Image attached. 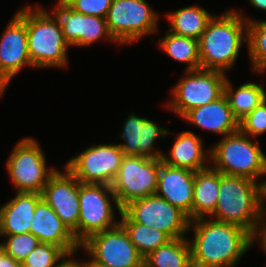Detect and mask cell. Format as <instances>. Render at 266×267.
<instances>
[{"instance_id": "6da1fadb", "label": "cell", "mask_w": 266, "mask_h": 267, "mask_svg": "<svg viewBox=\"0 0 266 267\" xmlns=\"http://www.w3.org/2000/svg\"><path fill=\"white\" fill-rule=\"evenodd\" d=\"M190 230L193 267H235L254 245V236L245 228L211 218L190 221Z\"/></svg>"}, {"instance_id": "7a4b0ae2", "label": "cell", "mask_w": 266, "mask_h": 267, "mask_svg": "<svg viewBox=\"0 0 266 267\" xmlns=\"http://www.w3.org/2000/svg\"><path fill=\"white\" fill-rule=\"evenodd\" d=\"M243 43L247 44V22L236 10L214 14L199 39L201 69L231 71Z\"/></svg>"}, {"instance_id": "3957f363", "label": "cell", "mask_w": 266, "mask_h": 267, "mask_svg": "<svg viewBox=\"0 0 266 267\" xmlns=\"http://www.w3.org/2000/svg\"><path fill=\"white\" fill-rule=\"evenodd\" d=\"M209 218L239 225L255 236L263 219L259 183L220 172L217 205Z\"/></svg>"}, {"instance_id": "277c9868", "label": "cell", "mask_w": 266, "mask_h": 267, "mask_svg": "<svg viewBox=\"0 0 266 267\" xmlns=\"http://www.w3.org/2000/svg\"><path fill=\"white\" fill-rule=\"evenodd\" d=\"M28 52L34 68H64L69 64L68 50L57 16L39 4L26 6Z\"/></svg>"}, {"instance_id": "5b68a950", "label": "cell", "mask_w": 266, "mask_h": 267, "mask_svg": "<svg viewBox=\"0 0 266 267\" xmlns=\"http://www.w3.org/2000/svg\"><path fill=\"white\" fill-rule=\"evenodd\" d=\"M208 149L210 166L222 174L245 177L258 183L266 176V155L259 140H252L240 130L221 137Z\"/></svg>"}, {"instance_id": "8992f818", "label": "cell", "mask_w": 266, "mask_h": 267, "mask_svg": "<svg viewBox=\"0 0 266 267\" xmlns=\"http://www.w3.org/2000/svg\"><path fill=\"white\" fill-rule=\"evenodd\" d=\"M39 142L25 137L16 142L6 160V171L16 192L42 194L49 177L58 169L48 168Z\"/></svg>"}, {"instance_id": "52a82bcc", "label": "cell", "mask_w": 266, "mask_h": 267, "mask_svg": "<svg viewBox=\"0 0 266 267\" xmlns=\"http://www.w3.org/2000/svg\"><path fill=\"white\" fill-rule=\"evenodd\" d=\"M117 203L111 185L79 182L78 243L81 245L91 235L116 226L115 208Z\"/></svg>"}, {"instance_id": "ba28073f", "label": "cell", "mask_w": 266, "mask_h": 267, "mask_svg": "<svg viewBox=\"0 0 266 267\" xmlns=\"http://www.w3.org/2000/svg\"><path fill=\"white\" fill-rule=\"evenodd\" d=\"M227 73L218 70L197 69L184 71L173 86L166 108L182 117L187 111L216 101L224 94Z\"/></svg>"}, {"instance_id": "9c48e42d", "label": "cell", "mask_w": 266, "mask_h": 267, "mask_svg": "<svg viewBox=\"0 0 266 267\" xmlns=\"http://www.w3.org/2000/svg\"><path fill=\"white\" fill-rule=\"evenodd\" d=\"M106 21L119 44H133L159 31V14L145 0H113Z\"/></svg>"}, {"instance_id": "30bf717a", "label": "cell", "mask_w": 266, "mask_h": 267, "mask_svg": "<svg viewBox=\"0 0 266 267\" xmlns=\"http://www.w3.org/2000/svg\"><path fill=\"white\" fill-rule=\"evenodd\" d=\"M80 249H85L93 267H144V257L120 222L91 235L80 245Z\"/></svg>"}, {"instance_id": "8fae6325", "label": "cell", "mask_w": 266, "mask_h": 267, "mask_svg": "<svg viewBox=\"0 0 266 267\" xmlns=\"http://www.w3.org/2000/svg\"><path fill=\"white\" fill-rule=\"evenodd\" d=\"M160 159L145 156H124L118 173L111 184L122 209L129 202L155 194Z\"/></svg>"}, {"instance_id": "7c38bea8", "label": "cell", "mask_w": 266, "mask_h": 267, "mask_svg": "<svg viewBox=\"0 0 266 267\" xmlns=\"http://www.w3.org/2000/svg\"><path fill=\"white\" fill-rule=\"evenodd\" d=\"M122 211L132 221L158 229L170 239L187 237L189 233L188 215L156 194L135 199Z\"/></svg>"}, {"instance_id": "4fadbf2b", "label": "cell", "mask_w": 266, "mask_h": 267, "mask_svg": "<svg viewBox=\"0 0 266 267\" xmlns=\"http://www.w3.org/2000/svg\"><path fill=\"white\" fill-rule=\"evenodd\" d=\"M123 157L118 144H94L71 157L65 167L80 183L111 185Z\"/></svg>"}, {"instance_id": "5bb4252c", "label": "cell", "mask_w": 266, "mask_h": 267, "mask_svg": "<svg viewBox=\"0 0 266 267\" xmlns=\"http://www.w3.org/2000/svg\"><path fill=\"white\" fill-rule=\"evenodd\" d=\"M26 6L16 11L0 38V77L9 85L22 68H34L28 52Z\"/></svg>"}, {"instance_id": "9a60e30c", "label": "cell", "mask_w": 266, "mask_h": 267, "mask_svg": "<svg viewBox=\"0 0 266 267\" xmlns=\"http://www.w3.org/2000/svg\"><path fill=\"white\" fill-rule=\"evenodd\" d=\"M63 167V172L57 169L49 177L42 192V198L78 242L79 181L65 165Z\"/></svg>"}, {"instance_id": "2e32d148", "label": "cell", "mask_w": 266, "mask_h": 267, "mask_svg": "<svg viewBox=\"0 0 266 267\" xmlns=\"http://www.w3.org/2000/svg\"><path fill=\"white\" fill-rule=\"evenodd\" d=\"M60 21L64 38L70 47H88L107 40L120 45L110 34L103 17L73 11L62 0H57L53 11Z\"/></svg>"}, {"instance_id": "e0dca14e", "label": "cell", "mask_w": 266, "mask_h": 267, "mask_svg": "<svg viewBox=\"0 0 266 267\" xmlns=\"http://www.w3.org/2000/svg\"><path fill=\"white\" fill-rule=\"evenodd\" d=\"M120 138L124 143L118 146L124 156H145L160 159L164 152L154 148V143L161 137H168L169 128L158 125L149 118L131 113L125 119ZM169 130V131H168Z\"/></svg>"}, {"instance_id": "ac0fdd59", "label": "cell", "mask_w": 266, "mask_h": 267, "mask_svg": "<svg viewBox=\"0 0 266 267\" xmlns=\"http://www.w3.org/2000/svg\"><path fill=\"white\" fill-rule=\"evenodd\" d=\"M195 172L168 165L160 158L155 194L186 213L192 221V202Z\"/></svg>"}, {"instance_id": "d6986e66", "label": "cell", "mask_w": 266, "mask_h": 267, "mask_svg": "<svg viewBox=\"0 0 266 267\" xmlns=\"http://www.w3.org/2000/svg\"><path fill=\"white\" fill-rule=\"evenodd\" d=\"M30 233L37 237L40 243L59 246L66 253L81 250L73 233L43 198L36 204Z\"/></svg>"}, {"instance_id": "ffe728a7", "label": "cell", "mask_w": 266, "mask_h": 267, "mask_svg": "<svg viewBox=\"0 0 266 267\" xmlns=\"http://www.w3.org/2000/svg\"><path fill=\"white\" fill-rule=\"evenodd\" d=\"M189 124L222 137L239 130V121L233 116L226 96L187 111L182 117Z\"/></svg>"}, {"instance_id": "44dd1931", "label": "cell", "mask_w": 266, "mask_h": 267, "mask_svg": "<svg viewBox=\"0 0 266 267\" xmlns=\"http://www.w3.org/2000/svg\"><path fill=\"white\" fill-rule=\"evenodd\" d=\"M203 143L202 137L192 131L177 133L169 154H163L161 159L168 165L194 172L206 169L210 166V150Z\"/></svg>"}, {"instance_id": "7402d4cb", "label": "cell", "mask_w": 266, "mask_h": 267, "mask_svg": "<svg viewBox=\"0 0 266 267\" xmlns=\"http://www.w3.org/2000/svg\"><path fill=\"white\" fill-rule=\"evenodd\" d=\"M42 194L16 192L14 198L0 207V235L30 232L36 204Z\"/></svg>"}, {"instance_id": "603a6c76", "label": "cell", "mask_w": 266, "mask_h": 267, "mask_svg": "<svg viewBox=\"0 0 266 267\" xmlns=\"http://www.w3.org/2000/svg\"><path fill=\"white\" fill-rule=\"evenodd\" d=\"M220 186V172L209 166L195 172L192 221L210 217L217 205Z\"/></svg>"}, {"instance_id": "cb8c5ba5", "label": "cell", "mask_w": 266, "mask_h": 267, "mask_svg": "<svg viewBox=\"0 0 266 267\" xmlns=\"http://www.w3.org/2000/svg\"><path fill=\"white\" fill-rule=\"evenodd\" d=\"M213 15L197 4L165 14L170 25L168 31L178 36L191 37L197 40L200 39Z\"/></svg>"}, {"instance_id": "d4e9b609", "label": "cell", "mask_w": 266, "mask_h": 267, "mask_svg": "<svg viewBox=\"0 0 266 267\" xmlns=\"http://www.w3.org/2000/svg\"><path fill=\"white\" fill-rule=\"evenodd\" d=\"M228 78H226L224 85V95L228 100L233 116L240 121L266 98V85L247 82L234 89L233 83Z\"/></svg>"}, {"instance_id": "484cf974", "label": "cell", "mask_w": 266, "mask_h": 267, "mask_svg": "<svg viewBox=\"0 0 266 267\" xmlns=\"http://www.w3.org/2000/svg\"><path fill=\"white\" fill-rule=\"evenodd\" d=\"M144 267H193L187 237L169 240L144 258Z\"/></svg>"}, {"instance_id": "4316f807", "label": "cell", "mask_w": 266, "mask_h": 267, "mask_svg": "<svg viewBox=\"0 0 266 267\" xmlns=\"http://www.w3.org/2000/svg\"><path fill=\"white\" fill-rule=\"evenodd\" d=\"M158 48L175 62L185 63L186 71L201 68L199 57V40L191 37L178 36L166 31L164 37L158 38Z\"/></svg>"}, {"instance_id": "83f0119b", "label": "cell", "mask_w": 266, "mask_h": 267, "mask_svg": "<svg viewBox=\"0 0 266 267\" xmlns=\"http://www.w3.org/2000/svg\"><path fill=\"white\" fill-rule=\"evenodd\" d=\"M120 223L127 231L131 242L145 258L159 246L171 240L164 232L132 221L123 211L119 214Z\"/></svg>"}, {"instance_id": "f1b7e54d", "label": "cell", "mask_w": 266, "mask_h": 267, "mask_svg": "<svg viewBox=\"0 0 266 267\" xmlns=\"http://www.w3.org/2000/svg\"><path fill=\"white\" fill-rule=\"evenodd\" d=\"M236 12L247 22V47L252 71L266 72V20H255L245 17L239 10Z\"/></svg>"}, {"instance_id": "f546056e", "label": "cell", "mask_w": 266, "mask_h": 267, "mask_svg": "<svg viewBox=\"0 0 266 267\" xmlns=\"http://www.w3.org/2000/svg\"><path fill=\"white\" fill-rule=\"evenodd\" d=\"M0 237L5 239L1 241L0 247L20 263L40 243L39 239L30 232L18 235H0Z\"/></svg>"}, {"instance_id": "4dcf8cb0", "label": "cell", "mask_w": 266, "mask_h": 267, "mask_svg": "<svg viewBox=\"0 0 266 267\" xmlns=\"http://www.w3.org/2000/svg\"><path fill=\"white\" fill-rule=\"evenodd\" d=\"M66 252L59 246L39 243L21 263L22 267H52Z\"/></svg>"}, {"instance_id": "1f68e13d", "label": "cell", "mask_w": 266, "mask_h": 267, "mask_svg": "<svg viewBox=\"0 0 266 267\" xmlns=\"http://www.w3.org/2000/svg\"><path fill=\"white\" fill-rule=\"evenodd\" d=\"M239 130L256 139L266 132V98L248 115L239 121Z\"/></svg>"}, {"instance_id": "d6a6232c", "label": "cell", "mask_w": 266, "mask_h": 267, "mask_svg": "<svg viewBox=\"0 0 266 267\" xmlns=\"http://www.w3.org/2000/svg\"><path fill=\"white\" fill-rule=\"evenodd\" d=\"M73 11L106 18L113 0H62Z\"/></svg>"}, {"instance_id": "836d02e7", "label": "cell", "mask_w": 266, "mask_h": 267, "mask_svg": "<svg viewBox=\"0 0 266 267\" xmlns=\"http://www.w3.org/2000/svg\"><path fill=\"white\" fill-rule=\"evenodd\" d=\"M258 241L259 243H257ZM259 244L261 250L266 255V217H263L262 222L259 225L258 231L256 235L254 236V244Z\"/></svg>"}, {"instance_id": "e575fe53", "label": "cell", "mask_w": 266, "mask_h": 267, "mask_svg": "<svg viewBox=\"0 0 266 267\" xmlns=\"http://www.w3.org/2000/svg\"><path fill=\"white\" fill-rule=\"evenodd\" d=\"M76 251L67 253V267H93L92 263L89 260H78L74 258L75 254L78 253Z\"/></svg>"}, {"instance_id": "d590c367", "label": "cell", "mask_w": 266, "mask_h": 267, "mask_svg": "<svg viewBox=\"0 0 266 267\" xmlns=\"http://www.w3.org/2000/svg\"><path fill=\"white\" fill-rule=\"evenodd\" d=\"M0 267H22L21 263L14 260L0 247Z\"/></svg>"}, {"instance_id": "8d00e7d4", "label": "cell", "mask_w": 266, "mask_h": 267, "mask_svg": "<svg viewBox=\"0 0 266 267\" xmlns=\"http://www.w3.org/2000/svg\"><path fill=\"white\" fill-rule=\"evenodd\" d=\"M260 209L263 217H266V180L259 182Z\"/></svg>"}, {"instance_id": "74e56055", "label": "cell", "mask_w": 266, "mask_h": 267, "mask_svg": "<svg viewBox=\"0 0 266 267\" xmlns=\"http://www.w3.org/2000/svg\"><path fill=\"white\" fill-rule=\"evenodd\" d=\"M249 2L254 8L266 11V0H249Z\"/></svg>"}, {"instance_id": "f35d334b", "label": "cell", "mask_w": 266, "mask_h": 267, "mask_svg": "<svg viewBox=\"0 0 266 267\" xmlns=\"http://www.w3.org/2000/svg\"><path fill=\"white\" fill-rule=\"evenodd\" d=\"M52 267H67V253L57 261Z\"/></svg>"}, {"instance_id": "ab89813d", "label": "cell", "mask_w": 266, "mask_h": 267, "mask_svg": "<svg viewBox=\"0 0 266 267\" xmlns=\"http://www.w3.org/2000/svg\"><path fill=\"white\" fill-rule=\"evenodd\" d=\"M8 85L4 82V80L0 77V98L6 92Z\"/></svg>"}]
</instances>
